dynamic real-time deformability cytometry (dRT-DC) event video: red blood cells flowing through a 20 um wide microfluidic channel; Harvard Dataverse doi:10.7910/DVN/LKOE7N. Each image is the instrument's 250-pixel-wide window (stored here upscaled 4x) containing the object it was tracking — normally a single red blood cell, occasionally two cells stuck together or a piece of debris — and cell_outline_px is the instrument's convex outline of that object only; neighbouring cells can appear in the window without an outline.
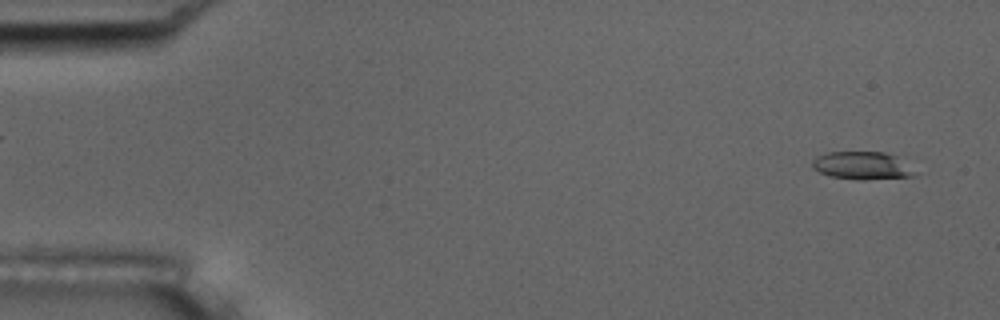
{"species": "common noctule bat (a hibernating species)", "species_latin": "Nyctalus noctula", "temperature_condition": "room temperature", "stored_images_in_passage": 53, "camera_frame_rate_fps": 3000, "um_per_image_px": 0.085, "animal": {"sex": "male", "body_mass_g": 17.5, "forearm_length_mm": 52.3}, "frame": {"image": 1, "passage_image": 2, "time_ms": 0.333, "image_size_px": [1000, 320], "cell_outline_px": [[920, 172], [916, 176], [864, 180], [856, 180], [828, 176], [812, 168], [812, 160], [816, 156], [828, 152], [884, 152], [896, 156]], "centroid_in_image_um": [73.32, 14.09], "position_along_channel_um": 11.7, "area_um2": 16.99}}
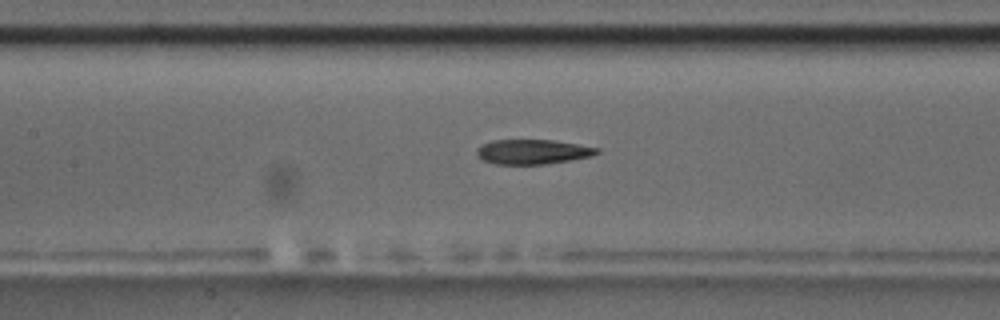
{"frame": {"image": 2, "passage_image": 24, "time_ms": 7.667, "image_size_px": [1000, 320], "cell_outline_px": [[600, 152], [592, 156], [544, 164], [496, 164], [484, 160], [476, 156], [476, 148], [492, 140], [552, 140], [600, 148]], "centroid_in_image_um": [45.26, 12.9], "position_along_channel_um": 162.1, "area_um2": 17.17}}
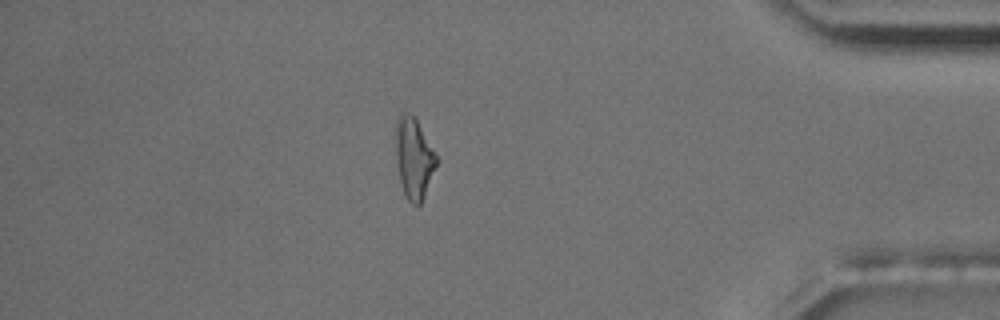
{"frame": {"image": 3, "passage_image": 46, "time_ms": 15.0, "image_size_px": [1000, 320], "cell_outline_px": [[440, 160], [424, 196], [420, 204], [416, 208], [404, 196], [400, 184], [396, 160], [396, 120], [400, 112], [408, 112], [416, 116]], "centroid_in_image_um": [35.2, 13.43], "position_along_channel_um": 400.0, "area_um2": 19.94}, "authors_computed_cell_mechanics": {"area_um2": 17.9758, "velocity_mm_per_s": 3.7475, "shape_relaxation_time_tau1_ms": null, "shape_relaxation_time_tau2_ms": 2.8915, "deformation_change_tau1": null, "deformation_change_tau2": 0.1226}}